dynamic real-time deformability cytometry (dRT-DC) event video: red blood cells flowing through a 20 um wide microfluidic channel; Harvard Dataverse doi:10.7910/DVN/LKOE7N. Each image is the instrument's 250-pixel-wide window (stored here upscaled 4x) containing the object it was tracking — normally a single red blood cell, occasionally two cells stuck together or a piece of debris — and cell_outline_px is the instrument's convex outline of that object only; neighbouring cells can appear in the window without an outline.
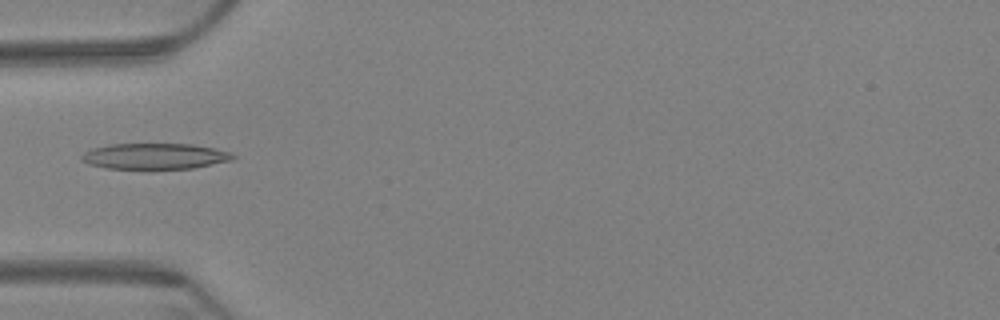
{"species": "Egyptian fruit bat (a non-hibernating species)", "species_latin": "Rousettus aegyptiacus", "temperature_condition": "warm", "stored_images_in_passage": 11, "camera_frame_rate_fps": 3000, "um_per_image_px": 0.085, "animal": {"sex": "female"}, "frame": {"image": 1, "passage_image": 5, "time_ms": 1.333, "image_size_px": [1000, 320], "cell_outline_px": [[236, 156], [232, 160], [192, 168], [108, 168], [88, 164], [80, 160], [80, 156], [84, 152], [92, 148], [108, 144], [192, 144], [232, 152]], "centroid_in_image_um": [13.13, 13.27], "position_along_channel_um": 71.9, "area_um2": 22.66}}
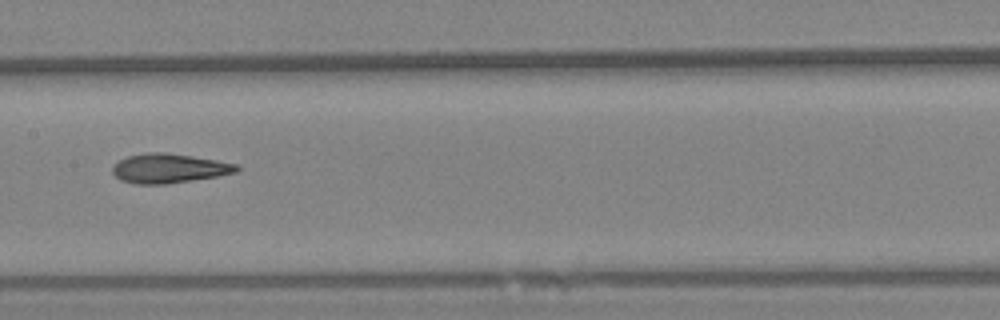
{"frame": {"image": 2, "passage_image": 8, "time_ms": 2.333, "image_size_px": [1000, 320], "cell_outline_px": [[240, 168], [236, 172], [216, 176], [192, 180], [164, 184], [136, 184], [120, 180], [112, 172], [112, 168], [120, 160], [128, 156], [148, 152], [168, 152], [216, 160], [236, 164]], "centroid_in_image_um": [14.35, 14.3], "position_along_channel_um": 193.1, "area_um2": 21.04}}
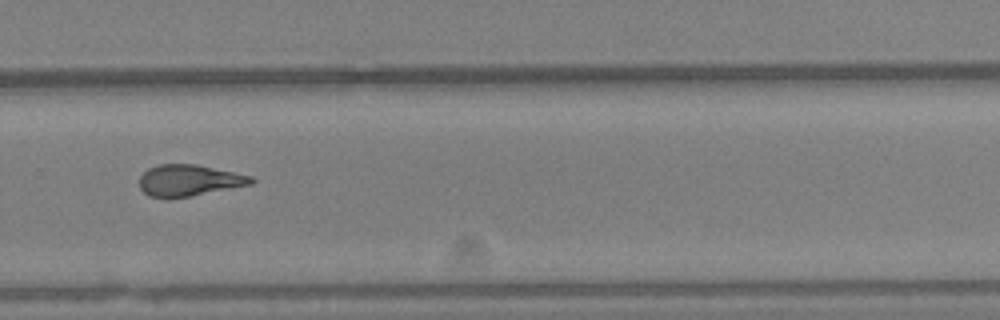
{"frame": {"image": 3, "passage_image": 11, "time_ms": 3.333, "image_size_px": [1000, 320], "cell_outline_px": [[256, 180], [252, 184], [188, 196], [148, 196], [140, 188], [140, 176], [148, 168], [160, 164], [196, 164], [252, 176]], "centroid_in_image_um": [16.08, 15.3], "position_along_channel_um": 313.7, "area_um2": 19.94}}